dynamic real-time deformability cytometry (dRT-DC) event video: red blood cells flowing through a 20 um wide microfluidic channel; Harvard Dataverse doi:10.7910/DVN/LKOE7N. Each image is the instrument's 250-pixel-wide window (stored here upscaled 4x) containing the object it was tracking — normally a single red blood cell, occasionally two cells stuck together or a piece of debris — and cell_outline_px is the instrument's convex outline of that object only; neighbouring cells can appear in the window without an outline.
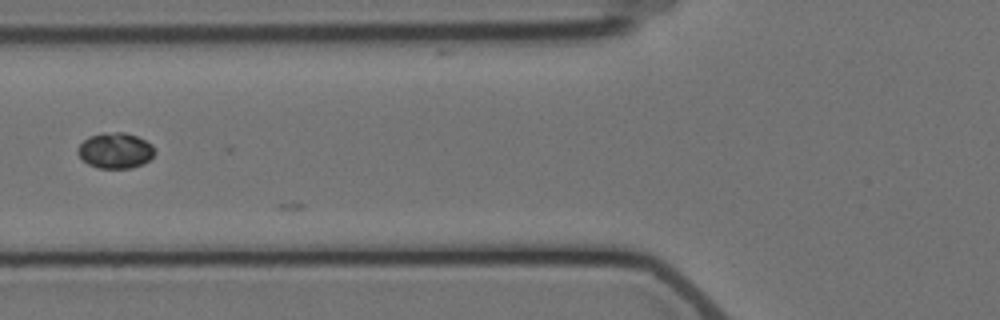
{"species": "Egyptian fruit bat (a non-hibernating species)", "species_latin": "Rousettus aegyptiacus", "temperature_condition": "cold", "stored_images_in_passage": 3, "camera_frame_rate_fps": 3000, "um_per_image_px": 0.085, "animal": {"sex": "female"}, "frame": {"image": 1, "passage_image": 2, "time_ms": 1.0, "image_size_px": [1000, 320], "cell_outline_px": [[156, 152], [144, 164], [132, 168], [100, 168], [88, 164], [76, 152], [76, 148], [88, 136], [100, 132], [124, 132], [136, 136], [152, 144]], "centroid_in_image_um": [9.79, 12.78], "position_along_channel_um": 116.0, "area_um2": 16.13}}